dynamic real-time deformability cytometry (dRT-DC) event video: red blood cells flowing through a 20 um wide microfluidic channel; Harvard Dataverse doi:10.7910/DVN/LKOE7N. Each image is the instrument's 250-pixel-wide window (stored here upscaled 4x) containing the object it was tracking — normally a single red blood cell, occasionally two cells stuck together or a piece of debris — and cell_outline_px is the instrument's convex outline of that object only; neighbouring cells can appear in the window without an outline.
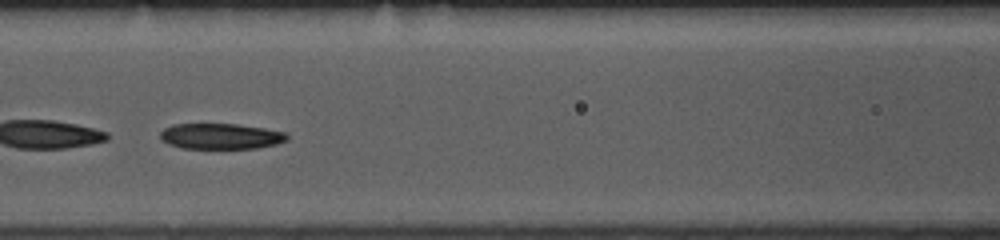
{"species": "common noctule bat (a hibernating species)", "species_latin": "Nyctalus noctula", "temperature_condition": "room temperature", "stored_images_in_passage": 41, "camera_frame_rate_fps": 3000, "um_per_image_px": 0.085, "animal": {"sex": "female", "body_mass_g": 10.0, "forearm_length_mm": 53.1}, "frame": {"image": 1, "passage_image": 18, "time_ms": 5.667, "image_size_px": [1000, 240], "cell_outline_px": [[288, 140], [276, 144], [256, 148], [180, 148], [168, 144], [160, 140], [160, 132], [164, 128], [172, 124], [236, 124], [264, 128], [284, 132], [288, 136]], "centroid_in_image_um": [18.72, 11.58], "position_along_channel_um": 147.9, "area_um2": 19.02}, "authors_computed_cell_mechanics": {"area_um2": 20.23, "velocity_mm_per_s": 3.8288, "shape_relaxation_time_tau1_ms": 2.9764, "shape_relaxation_time_tau2_ms": 5.2961, "deformation_change_tau1": 0.1211, "deformation_change_tau2": 0.1352}}